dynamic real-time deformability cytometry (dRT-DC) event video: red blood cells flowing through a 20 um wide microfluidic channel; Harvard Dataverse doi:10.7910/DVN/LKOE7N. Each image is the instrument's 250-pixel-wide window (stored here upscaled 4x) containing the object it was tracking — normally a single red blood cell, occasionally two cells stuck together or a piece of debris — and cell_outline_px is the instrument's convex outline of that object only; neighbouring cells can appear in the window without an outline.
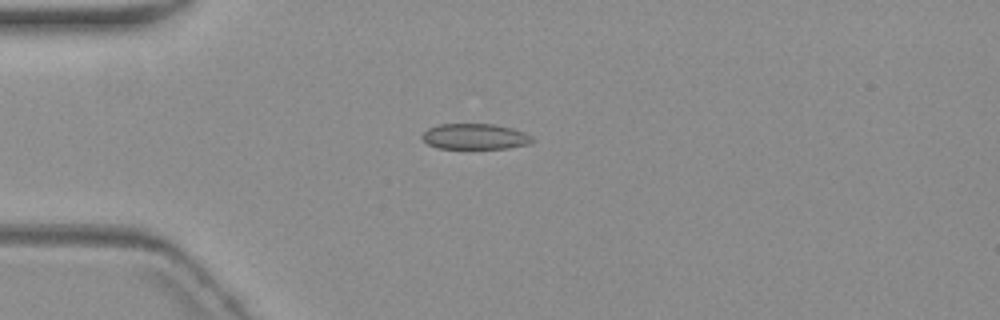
{"species": "common noctule bat (a hibernating species)", "species_latin": "Nyctalus noctula", "temperature_condition": "warm", "stored_images_in_passage": 6, "camera_frame_rate_fps": 3000, "um_per_image_px": 0.085, "animal": {"sex": "female", "body_mass_g": 19.3, "forearm_length_mm": 54.1}, "frame": {"image": 1, "passage_image": 3, "time_ms": 2.333, "image_size_px": [1000, 320], "cell_outline_px": [[536, 140], [528, 144], [508, 148], [440, 148], [428, 144], [420, 136], [428, 128], [440, 124], [492, 124], [512, 128], [524, 132], [532, 136]], "centroid_in_image_um": [40.39, 11.6], "position_along_channel_um": 44.6, "area_um2": 16.42}}
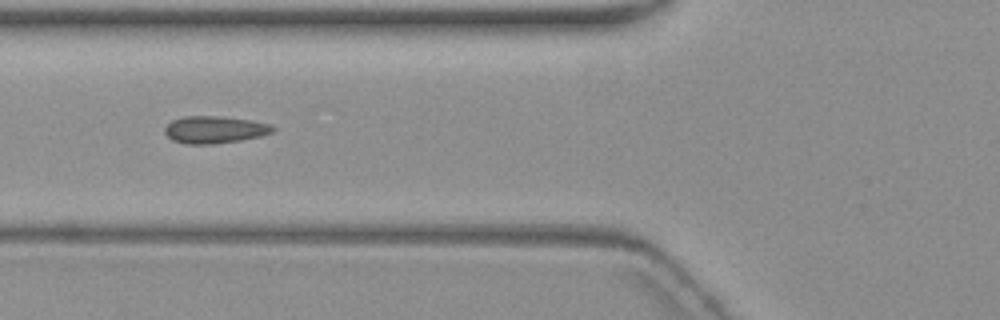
{"frame": {"image": 2, "passage_image": 5, "time_ms": 4.667, "image_size_px": [1000, 320], "cell_outline_px": [[276, 128], [272, 132], [260, 136], [240, 140], [216, 144], [184, 144], [172, 140], [164, 132], [164, 128], [172, 120], [184, 116], [220, 116], [248, 120], [272, 124]], "centroid_in_image_um": [18.23, 11.02], "position_along_channel_um": 107.6, "area_um2": 17.17}}
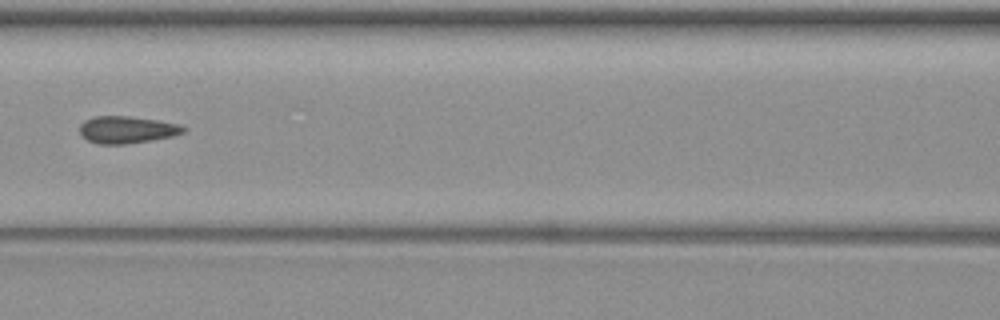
{"frame": {"image": 3, "passage_image": 6, "time_ms": 6.0, "image_size_px": [1000, 320], "cell_outline_px": [[188, 128], [184, 132], [172, 136], [152, 140], [124, 144], [96, 144], [88, 140], [80, 132], [80, 124], [84, 120], [96, 116], [128, 116], [156, 120], [180, 124]], "centroid_in_image_um": [10.8, 11.02], "position_along_channel_um": 155.8, "area_um2": 16.36}}